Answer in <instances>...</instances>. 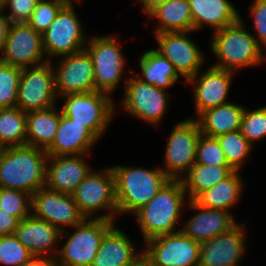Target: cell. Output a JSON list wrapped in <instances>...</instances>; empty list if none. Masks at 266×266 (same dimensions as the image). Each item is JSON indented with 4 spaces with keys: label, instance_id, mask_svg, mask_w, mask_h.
Returning <instances> with one entry per match:
<instances>
[{
    "label": "cell",
    "instance_id": "cell-1",
    "mask_svg": "<svg viewBox=\"0 0 266 266\" xmlns=\"http://www.w3.org/2000/svg\"><path fill=\"white\" fill-rule=\"evenodd\" d=\"M48 155L30 145L0 148V187L32 195L46 186Z\"/></svg>",
    "mask_w": 266,
    "mask_h": 266
},
{
    "label": "cell",
    "instance_id": "cell-2",
    "mask_svg": "<svg viewBox=\"0 0 266 266\" xmlns=\"http://www.w3.org/2000/svg\"><path fill=\"white\" fill-rule=\"evenodd\" d=\"M181 179H170L161 190L134 215L144 243L154 237L181 231L176 229L182 210L189 200Z\"/></svg>",
    "mask_w": 266,
    "mask_h": 266
},
{
    "label": "cell",
    "instance_id": "cell-3",
    "mask_svg": "<svg viewBox=\"0 0 266 266\" xmlns=\"http://www.w3.org/2000/svg\"><path fill=\"white\" fill-rule=\"evenodd\" d=\"M240 18L233 24L212 33L210 48L218 58L212 66L236 72L238 69L261 65L266 60L265 50L254 35L246 31Z\"/></svg>",
    "mask_w": 266,
    "mask_h": 266
},
{
    "label": "cell",
    "instance_id": "cell-4",
    "mask_svg": "<svg viewBox=\"0 0 266 266\" xmlns=\"http://www.w3.org/2000/svg\"><path fill=\"white\" fill-rule=\"evenodd\" d=\"M118 214L133 213L145 206L170 180L163 168L146 169L114 165Z\"/></svg>",
    "mask_w": 266,
    "mask_h": 266
},
{
    "label": "cell",
    "instance_id": "cell-5",
    "mask_svg": "<svg viewBox=\"0 0 266 266\" xmlns=\"http://www.w3.org/2000/svg\"><path fill=\"white\" fill-rule=\"evenodd\" d=\"M114 225V221L102 218H85L73 227L75 231L70 236L63 231L61 239L67 240L55 257L58 266H92L104 235Z\"/></svg>",
    "mask_w": 266,
    "mask_h": 266
},
{
    "label": "cell",
    "instance_id": "cell-6",
    "mask_svg": "<svg viewBox=\"0 0 266 266\" xmlns=\"http://www.w3.org/2000/svg\"><path fill=\"white\" fill-rule=\"evenodd\" d=\"M80 213L85 218H102L109 221H116L118 215L115 178L111 166L92 170L86 178L78 185L72 194ZM107 210L102 215L93 216L96 211ZM93 216V217H91Z\"/></svg>",
    "mask_w": 266,
    "mask_h": 266
},
{
    "label": "cell",
    "instance_id": "cell-7",
    "mask_svg": "<svg viewBox=\"0 0 266 266\" xmlns=\"http://www.w3.org/2000/svg\"><path fill=\"white\" fill-rule=\"evenodd\" d=\"M61 98L64 103L61 108L62 114L87 127L100 139L115 114L116 105L111 96L100 91H92L67 94Z\"/></svg>",
    "mask_w": 266,
    "mask_h": 266
},
{
    "label": "cell",
    "instance_id": "cell-8",
    "mask_svg": "<svg viewBox=\"0 0 266 266\" xmlns=\"http://www.w3.org/2000/svg\"><path fill=\"white\" fill-rule=\"evenodd\" d=\"M85 50L94 67L95 91L111 96L125 73L124 56L114 35L88 37Z\"/></svg>",
    "mask_w": 266,
    "mask_h": 266
},
{
    "label": "cell",
    "instance_id": "cell-9",
    "mask_svg": "<svg viewBox=\"0 0 266 266\" xmlns=\"http://www.w3.org/2000/svg\"><path fill=\"white\" fill-rule=\"evenodd\" d=\"M82 26L74 4L66 3L42 33L43 48L49 62L52 57L60 58L85 49L88 38Z\"/></svg>",
    "mask_w": 266,
    "mask_h": 266
},
{
    "label": "cell",
    "instance_id": "cell-10",
    "mask_svg": "<svg viewBox=\"0 0 266 266\" xmlns=\"http://www.w3.org/2000/svg\"><path fill=\"white\" fill-rule=\"evenodd\" d=\"M53 62L22 68L16 107L23 112L45 110L56 105L57 93Z\"/></svg>",
    "mask_w": 266,
    "mask_h": 266
},
{
    "label": "cell",
    "instance_id": "cell-11",
    "mask_svg": "<svg viewBox=\"0 0 266 266\" xmlns=\"http://www.w3.org/2000/svg\"><path fill=\"white\" fill-rule=\"evenodd\" d=\"M200 134L198 122L193 118L173 126L167 139L163 170L170 179H181L196 162Z\"/></svg>",
    "mask_w": 266,
    "mask_h": 266
},
{
    "label": "cell",
    "instance_id": "cell-12",
    "mask_svg": "<svg viewBox=\"0 0 266 266\" xmlns=\"http://www.w3.org/2000/svg\"><path fill=\"white\" fill-rule=\"evenodd\" d=\"M125 91L121 107L132 117L157 126L165 117L168 108V94L165 89L151 86L137 76L125 80Z\"/></svg>",
    "mask_w": 266,
    "mask_h": 266
},
{
    "label": "cell",
    "instance_id": "cell-13",
    "mask_svg": "<svg viewBox=\"0 0 266 266\" xmlns=\"http://www.w3.org/2000/svg\"><path fill=\"white\" fill-rule=\"evenodd\" d=\"M0 61L20 68L39 66L44 58L42 34L27 23H11L6 43L0 49Z\"/></svg>",
    "mask_w": 266,
    "mask_h": 266
},
{
    "label": "cell",
    "instance_id": "cell-14",
    "mask_svg": "<svg viewBox=\"0 0 266 266\" xmlns=\"http://www.w3.org/2000/svg\"><path fill=\"white\" fill-rule=\"evenodd\" d=\"M31 215L47 221L61 232L85 219L72 195L50 190L46 186L31 195Z\"/></svg>",
    "mask_w": 266,
    "mask_h": 266
},
{
    "label": "cell",
    "instance_id": "cell-15",
    "mask_svg": "<svg viewBox=\"0 0 266 266\" xmlns=\"http://www.w3.org/2000/svg\"><path fill=\"white\" fill-rule=\"evenodd\" d=\"M143 244L155 266H198L200 242L182 231L160 235Z\"/></svg>",
    "mask_w": 266,
    "mask_h": 266
},
{
    "label": "cell",
    "instance_id": "cell-16",
    "mask_svg": "<svg viewBox=\"0 0 266 266\" xmlns=\"http://www.w3.org/2000/svg\"><path fill=\"white\" fill-rule=\"evenodd\" d=\"M189 32H163L155 34L159 53L166 57L185 82L201 70L204 53L194 40L188 38Z\"/></svg>",
    "mask_w": 266,
    "mask_h": 266
},
{
    "label": "cell",
    "instance_id": "cell-17",
    "mask_svg": "<svg viewBox=\"0 0 266 266\" xmlns=\"http://www.w3.org/2000/svg\"><path fill=\"white\" fill-rule=\"evenodd\" d=\"M57 62L54 72L58 97L95 91L93 62L85 49L62 56Z\"/></svg>",
    "mask_w": 266,
    "mask_h": 266
},
{
    "label": "cell",
    "instance_id": "cell-18",
    "mask_svg": "<svg viewBox=\"0 0 266 266\" xmlns=\"http://www.w3.org/2000/svg\"><path fill=\"white\" fill-rule=\"evenodd\" d=\"M246 228L238 223L229 232L201 242L198 266H238L246 246Z\"/></svg>",
    "mask_w": 266,
    "mask_h": 266
},
{
    "label": "cell",
    "instance_id": "cell-19",
    "mask_svg": "<svg viewBox=\"0 0 266 266\" xmlns=\"http://www.w3.org/2000/svg\"><path fill=\"white\" fill-rule=\"evenodd\" d=\"M200 72L186 81V84L194 85L193 99L198 116L208 109L228 103L226 100L235 74L212 65L202 74Z\"/></svg>",
    "mask_w": 266,
    "mask_h": 266
},
{
    "label": "cell",
    "instance_id": "cell-20",
    "mask_svg": "<svg viewBox=\"0 0 266 266\" xmlns=\"http://www.w3.org/2000/svg\"><path fill=\"white\" fill-rule=\"evenodd\" d=\"M84 156L86 155L48 156L46 187L72 195L92 171Z\"/></svg>",
    "mask_w": 266,
    "mask_h": 266
},
{
    "label": "cell",
    "instance_id": "cell-21",
    "mask_svg": "<svg viewBox=\"0 0 266 266\" xmlns=\"http://www.w3.org/2000/svg\"><path fill=\"white\" fill-rule=\"evenodd\" d=\"M187 206L193 211H199L181 227V231L194 241L200 243L207 241L229 232L238 224L229 211L202 207L194 200H189Z\"/></svg>",
    "mask_w": 266,
    "mask_h": 266
},
{
    "label": "cell",
    "instance_id": "cell-22",
    "mask_svg": "<svg viewBox=\"0 0 266 266\" xmlns=\"http://www.w3.org/2000/svg\"><path fill=\"white\" fill-rule=\"evenodd\" d=\"M61 231L47 221L30 215L19 221L14 235L33 256L56 257Z\"/></svg>",
    "mask_w": 266,
    "mask_h": 266
},
{
    "label": "cell",
    "instance_id": "cell-23",
    "mask_svg": "<svg viewBox=\"0 0 266 266\" xmlns=\"http://www.w3.org/2000/svg\"><path fill=\"white\" fill-rule=\"evenodd\" d=\"M98 140L87 127L61 112L55 139L46 152L48 156L87 155Z\"/></svg>",
    "mask_w": 266,
    "mask_h": 266
},
{
    "label": "cell",
    "instance_id": "cell-24",
    "mask_svg": "<svg viewBox=\"0 0 266 266\" xmlns=\"http://www.w3.org/2000/svg\"><path fill=\"white\" fill-rule=\"evenodd\" d=\"M188 2L194 32L204 28V25H209L215 32L241 18V14L229 0H188Z\"/></svg>",
    "mask_w": 266,
    "mask_h": 266
},
{
    "label": "cell",
    "instance_id": "cell-25",
    "mask_svg": "<svg viewBox=\"0 0 266 266\" xmlns=\"http://www.w3.org/2000/svg\"><path fill=\"white\" fill-rule=\"evenodd\" d=\"M116 224L104 235L92 266H128L140 253Z\"/></svg>",
    "mask_w": 266,
    "mask_h": 266
},
{
    "label": "cell",
    "instance_id": "cell-26",
    "mask_svg": "<svg viewBox=\"0 0 266 266\" xmlns=\"http://www.w3.org/2000/svg\"><path fill=\"white\" fill-rule=\"evenodd\" d=\"M245 107L228 102L202 112L198 119L201 134L217 137L222 134L241 130Z\"/></svg>",
    "mask_w": 266,
    "mask_h": 266
},
{
    "label": "cell",
    "instance_id": "cell-27",
    "mask_svg": "<svg viewBox=\"0 0 266 266\" xmlns=\"http://www.w3.org/2000/svg\"><path fill=\"white\" fill-rule=\"evenodd\" d=\"M61 109L55 106L26 113L27 141L26 145L47 150L53 143L59 121Z\"/></svg>",
    "mask_w": 266,
    "mask_h": 266
},
{
    "label": "cell",
    "instance_id": "cell-28",
    "mask_svg": "<svg viewBox=\"0 0 266 266\" xmlns=\"http://www.w3.org/2000/svg\"><path fill=\"white\" fill-rule=\"evenodd\" d=\"M159 21L154 34L163 32H193V20L188 0H169L149 15Z\"/></svg>",
    "mask_w": 266,
    "mask_h": 266
},
{
    "label": "cell",
    "instance_id": "cell-29",
    "mask_svg": "<svg viewBox=\"0 0 266 266\" xmlns=\"http://www.w3.org/2000/svg\"><path fill=\"white\" fill-rule=\"evenodd\" d=\"M139 66L142 75L137 77L151 86L166 90L175 82L181 81L173 64L155 48L142 54Z\"/></svg>",
    "mask_w": 266,
    "mask_h": 266
},
{
    "label": "cell",
    "instance_id": "cell-30",
    "mask_svg": "<svg viewBox=\"0 0 266 266\" xmlns=\"http://www.w3.org/2000/svg\"><path fill=\"white\" fill-rule=\"evenodd\" d=\"M243 180L239 171H234L228 178L212 188L200 193L194 201L202 206L229 211L241 198Z\"/></svg>",
    "mask_w": 266,
    "mask_h": 266
},
{
    "label": "cell",
    "instance_id": "cell-31",
    "mask_svg": "<svg viewBox=\"0 0 266 266\" xmlns=\"http://www.w3.org/2000/svg\"><path fill=\"white\" fill-rule=\"evenodd\" d=\"M234 170L229 165H206L194 163L181 178L188 200L228 178Z\"/></svg>",
    "mask_w": 266,
    "mask_h": 266
},
{
    "label": "cell",
    "instance_id": "cell-32",
    "mask_svg": "<svg viewBox=\"0 0 266 266\" xmlns=\"http://www.w3.org/2000/svg\"><path fill=\"white\" fill-rule=\"evenodd\" d=\"M26 113L18 107L0 108V148L26 145Z\"/></svg>",
    "mask_w": 266,
    "mask_h": 266
},
{
    "label": "cell",
    "instance_id": "cell-33",
    "mask_svg": "<svg viewBox=\"0 0 266 266\" xmlns=\"http://www.w3.org/2000/svg\"><path fill=\"white\" fill-rule=\"evenodd\" d=\"M223 149L228 165L239 171L245 160L249 158L253 145L245 138L241 130L222 134L216 137Z\"/></svg>",
    "mask_w": 266,
    "mask_h": 266
},
{
    "label": "cell",
    "instance_id": "cell-34",
    "mask_svg": "<svg viewBox=\"0 0 266 266\" xmlns=\"http://www.w3.org/2000/svg\"><path fill=\"white\" fill-rule=\"evenodd\" d=\"M21 72L22 68L0 61V108L16 107Z\"/></svg>",
    "mask_w": 266,
    "mask_h": 266
},
{
    "label": "cell",
    "instance_id": "cell-35",
    "mask_svg": "<svg viewBox=\"0 0 266 266\" xmlns=\"http://www.w3.org/2000/svg\"><path fill=\"white\" fill-rule=\"evenodd\" d=\"M0 209L21 221L31 215V195L24 191L0 187Z\"/></svg>",
    "mask_w": 266,
    "mask_h": 266
},
{
    "label": "cell",
    "instance_id": "cell-36",
    "mask_svg": "<svg viewBox=\"0 0 266 266\" xmlns=\"http://www.w3.org/2000/svg\"><path fill=\"white\" fill-rule=\"evenodd\" d=\"M241 132L252 145L266 137V106L255 110H249L245 107Z\"/></svg>",
    "mask_w": 266,
    "mask_h": 266
},
{
    "label": "cell",
    "instance_id": "cell-37",
    "mask_svg": "<svg viewBox=\"0 0 266 266\" xmlns=\"http://www.w3.org/2000/svg\"><path fill=\"white\" fill-rule=\"evenodd\" d=\"M32 257L14 234L0 236V264L22 266Z\"/></svg>",
    "mask_w": 266,
    "mask_h": 266
},
{
    "label": "cell",
    "instance_id": "cell-38",
    "mask_svg": "<svg viewBox=\"0 0 266 266\" xmlns=\"http://www.w3.org/2000/svg\"><path fill=\"white\" fill-rule=\"evenodd\" d=\"M65 4L62 0H39L27 24L42 34Z\"/></svg>",
    "mask_w": 266,
    "mask_h": 266
},
{
    "label": "cell",
    "instance_id": "cell-39",
    "mask_svg": "<svg viewBox=\"0 0 266 266\" xmlns=\"http://www.w3.org/2000/svg\"><path fill=\"white\" fill-rule=\"evenodd\" d=\"M206 165H228L223 149L216 137L200 134L197 143L196 162Z\"/></svg>",
    "mask_w": 266,
    "mask_h": 266
},
{
    "label": "cell",
    "instance_id": "cell-40",
    "mask_svg": "<svg viewBox=\"0 0 266 266\" xmlns=\"http://www.w3.org/2000/svg\"><path fill=\"white\" fill-rule=\"evenodd\" d=\"M39 0H5L3 10L8 9L10 14L6 16L11 23H27Z\"/></svg>",
    "mask_w": 266,
    "mask_h": 266
},
{
    "label": "cell",
    "instance_id": "cell-41",
    "mask_svg": "<svg viewBox=\"0 0 266 266\" xmlns=\"http://www.w3.org/2000/svg\"><path fill=\"white\" fill-rule=\"evenodd\" d=\"M249 8L252 15L255 31V39L257 43L266 52V0H254Z\"/></svg>",
    "mask_w": 266,
    "mask_h": 266
},
{
    "label": "cell",
    "instance_id": "cell-42",
    "mask_svg": "<svg viewBox=\"0 0 266 266\" xmlns=\"http://www.w3.org/2000/svg\"><path fill=\"white\" fill-rule=\"evenodd\" d=\"M19 221L17 217L9 215L0 209V236L14 234Z\"/></svg>",
    "mask_w": 266,
    "mask_h": 266
},
{
    "label": "cell",
    "instance_id": "cell-43",
    "mask_svg": "<svg viewBox=\"0 0 266 266\" xmlns=\"http://www.w3.org/2000/svg\"><path fill=\"white\" fill-rule=\"evenodd\" d=\"M22 266H58L55 257L33 256Z\"/></svg>",
    "mask_w": 266,
    "mask_h": 266
},
{
    "label": "cell",
    "instance_id": "cell-44",
    "mask_svg": "<svg viewBox=\"0 0 266 266\" xmlns=\"http://www.w3.org/2000/svg\"><path fill=\"white\" fill-rule=\"evenodd\" d=\"M3 12L4 10H0V49L6 43L9 28L11 25L10 19Z\"/></svg>",
    "mask_w": 266,
    "mask_h": 266
},
{
    "label": "cell",
    "instance_id": "cell-45",
    "mask_svg": "<svg viewBox=\"0 0 266 266\" xmlns=\"http://www.w3.org/2000/svg\"><path fill=\"white\" fill-rule=\"evenodd\" d=\"M128 266H155L151 257L142 249V252L133 259Z\"/></svg>",
    "mask_w": 266,
    "mask_h": 266
},
{
    "label": "cell",
    "instance_id": "cell-46",
    "mask_svg": "<svg viewBox=\"0 0 266 266\" xmlns=\"http://www.w3.org/2000/svg\"><path fill=\"white\" fill-rule=\"evenodd\" d=\"M141 4L142 11L147 14V16L158 6L168 2L169 0H137Z\"/></svg>",
    "mask_w": 266,
    "mask_h": 266
},
{
    "label": "cell",
    "instance_id": "cell-47",
    "mask_svg": "<svg viewBox=\"0 0 266 266\" xmlns=\"http://www.w3.org/2000/svg\"><path fill=\"white\" fill-rule=\"evenodd\" d=\"M62 1H64L65 3H70V4H73L75 1L81 2V0H62Z\"/></svg>",
    "mask_w": 266,
    "mask_h": 266
},
{
    "label": "cell",
    "instance_id": "cell-48",
    "mask_svg": "<svg viewBox=\"0 0 266 266\" xmlns=\"http://www.w3.org/2000/svg\"><path fill=\"white\" fill-rule=\"evenodd\" d=\"M5 0H0V10H3Z\"/></svg>",
    "mask_w": 266,
    "mask_h": 266
}]
</instances>
